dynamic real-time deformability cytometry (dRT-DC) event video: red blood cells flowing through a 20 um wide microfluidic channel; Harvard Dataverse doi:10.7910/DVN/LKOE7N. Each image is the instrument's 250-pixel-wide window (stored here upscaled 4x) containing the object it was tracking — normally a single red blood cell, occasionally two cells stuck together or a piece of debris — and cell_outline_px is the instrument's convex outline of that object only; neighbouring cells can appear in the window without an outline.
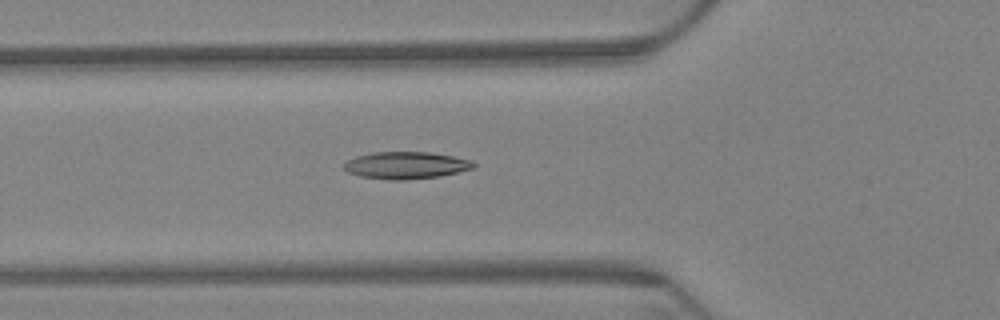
{"species": "Egyptian fruit bat (a non-hibernating species)", "species_latin": "Rousettus aegyptiacus", "temperature_condition": "warm", "stored_images_in_passage": 8, "segment_of_instrument_passage": [1, 2], "camera_frame_rate_fps": 3000, "um_per_image_px": 0.085, "animal": {"sex": "female"}, "frame": {"image": 1, "passage_image": 7, "time_ms": 2.0, "image_size_px": [1000, 320], "cell_outline_px": [[476, 164], [472, 168], [440, 176], [404, 180], [392, 180], [360, 176], [348, 172], [344, 168], [344, 164], [348, 160], [356, 156], [372, 152], [428, 152], [452, 156], [472, 160]], "centroid_in_image_um": [34.49, 14.04], "position_along_channel_um": 91.3, "area_um2": 20.29}}